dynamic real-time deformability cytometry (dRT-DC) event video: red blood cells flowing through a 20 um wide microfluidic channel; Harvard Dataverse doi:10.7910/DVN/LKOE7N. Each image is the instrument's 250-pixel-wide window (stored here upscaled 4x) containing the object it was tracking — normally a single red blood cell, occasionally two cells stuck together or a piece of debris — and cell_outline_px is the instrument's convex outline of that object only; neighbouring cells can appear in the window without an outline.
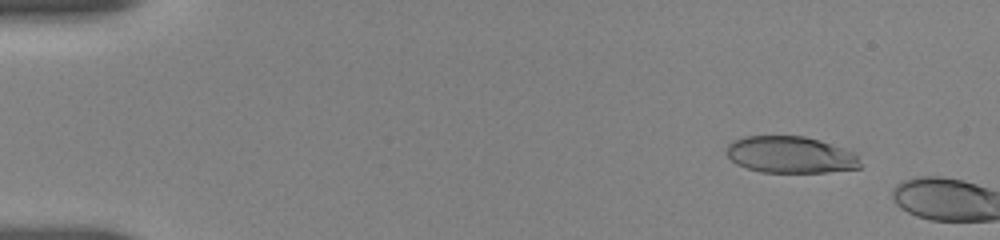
{"species": "human", "species_latin": "Homo sapiens", "temperature_condition": "room temperature", "stored_images_in_passage": 8, "camera_frame_rate_fps": 3000, "um_per_image_px": 0.085, "donor": {"sex": "female"}, "frame": {"image": 1, "passage_image": 6, "time_ms": 1.667, "image_size_px": [1000, 240], "cell_outline_px": [[860, 168], [828, 172], [760, 172], [736, 164], [724, 152], [728, 144], [732, 140], [744, 136], [804, 136], [820, 140], [856, 152], [860, 164]], "centroid_in_image_um": [67.17, 13.15], "position_along_channel_um": 17.8, "area_um2": 28.84}}